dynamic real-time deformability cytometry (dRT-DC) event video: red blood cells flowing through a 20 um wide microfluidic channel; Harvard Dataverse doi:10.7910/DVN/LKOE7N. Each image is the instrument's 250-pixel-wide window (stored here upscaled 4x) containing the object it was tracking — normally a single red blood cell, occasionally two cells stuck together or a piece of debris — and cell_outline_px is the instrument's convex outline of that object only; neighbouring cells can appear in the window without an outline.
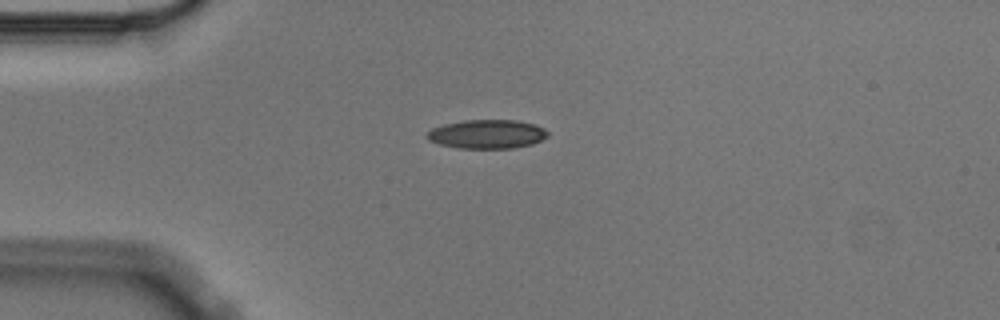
{"species": "Egyptian fruit bat (a non-hibernating species)", "species_latin": "Rousettus aegyptiacus", "temperature_condition": "cold", "stored_images_in_passage": 4, "camera_frame_rate_fps": 3000, "um_per_image_px": 0.085, "animal": {"sex": "male"}, "frame": {"image": 1, "passage_image": 1, "time_ms": 0.0, "image_size_px": [1000, 320], "cell_outline_px": [[548, 136], [532, 144], [512, 148], [456, 148], [440, 144], [428, 140], [424, 136], [432, 128], [444, 124], [464, 120], [516, 120], [536, 124], [544, 128], [548, 132]], "centroid_in_image_um": [41.39, 11.39], "position_along_channel_um": 43.6, "area_um2": 20.4}}
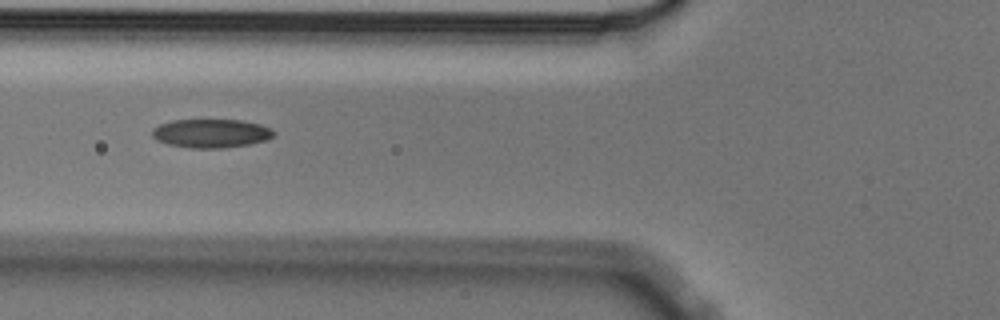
{"frame": {"image": 2, "passage_image": 3, "time_ms": 0.667, "image_size_px": [1000, 320], "cell_outline_px": [[276, 132], [272, 136], [264, 140], [248, 144], [224, 148], [188, 148], [168, 144], [156, 140], [152, 136], [152, 128], [160, 124], [172, 120], [240, 120], [260, 124], [272, 128]], "centroid_in_image_um": [17.92, 11.33], "position_along_channel_um": 107.9, "area_um2": 20.35}}
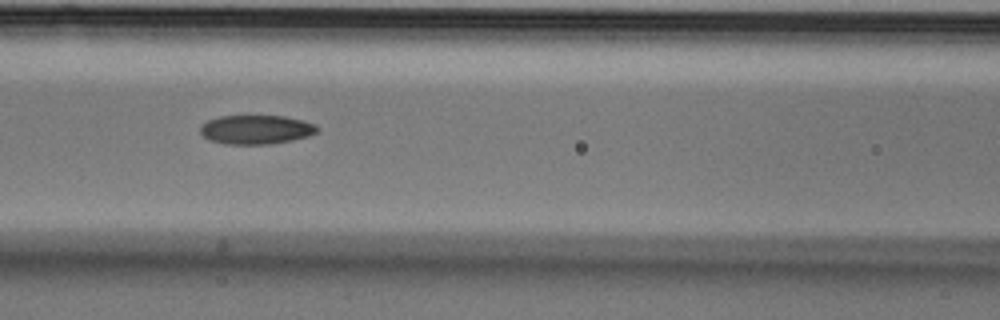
{"frame": {"image": 3, "passage_image": 4, "time_ms": 1.0, "image_size_px": [1000, 320], "cell_outline_px": [[316, 132], [308, 136], [292, 140], [268, 144], [224, 144], [208, 140], [200, 132], [200, 124], [208, 120], [220, 116], [284, 116], [304, 120], [316, 124]], "centroid_in_image_um": [21.73, 11.01], "position_along_channel_um": 144.9, "area_um2": 19.83}}